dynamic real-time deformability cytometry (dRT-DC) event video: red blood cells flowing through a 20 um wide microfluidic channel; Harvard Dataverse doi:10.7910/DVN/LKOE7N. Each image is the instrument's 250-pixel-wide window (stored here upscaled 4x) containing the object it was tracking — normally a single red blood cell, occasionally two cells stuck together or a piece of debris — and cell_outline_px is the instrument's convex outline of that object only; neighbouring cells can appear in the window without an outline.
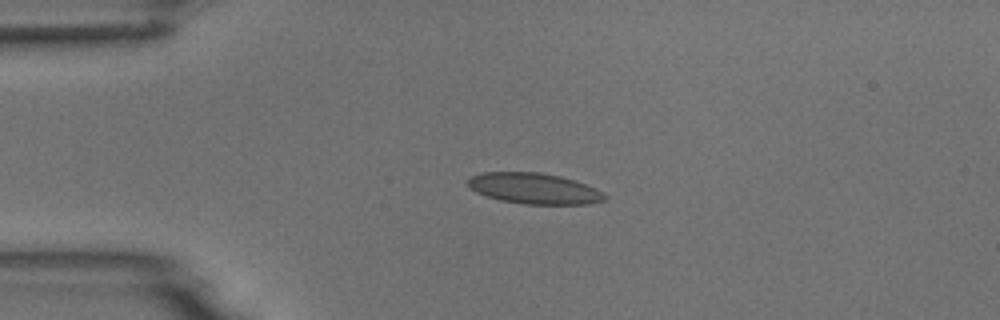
{"species": "common noctule bat (a hibernating species)", "species_latin": "Nyctalus noctula", "temperature_condition": "room temperature", "stored_images_in_passage": 3, "camera_frame_rate_fps": 3000, "um_per_image_px": 0.085, "animal": {"sex": "male", "body_mass_g": 18.8}, "frame": {"image": 1, "passage_image": 2, "time_ms": 1.0, "image_size_px": [1000, 320], "cell_outline_px": [[608, 196], [604, 200], [588, 204], [524, 204], [500, 200], [476, 192], [468, 184], [468, 180], [472, 176], [480, 172], [540, 172], [560, 176], [576, 180], [596, 188], [604, 192]], "centroid_in_image_um": [45.45, 16.02], "position_along_channel_um": 39.6, "area_um2": 24.62}}